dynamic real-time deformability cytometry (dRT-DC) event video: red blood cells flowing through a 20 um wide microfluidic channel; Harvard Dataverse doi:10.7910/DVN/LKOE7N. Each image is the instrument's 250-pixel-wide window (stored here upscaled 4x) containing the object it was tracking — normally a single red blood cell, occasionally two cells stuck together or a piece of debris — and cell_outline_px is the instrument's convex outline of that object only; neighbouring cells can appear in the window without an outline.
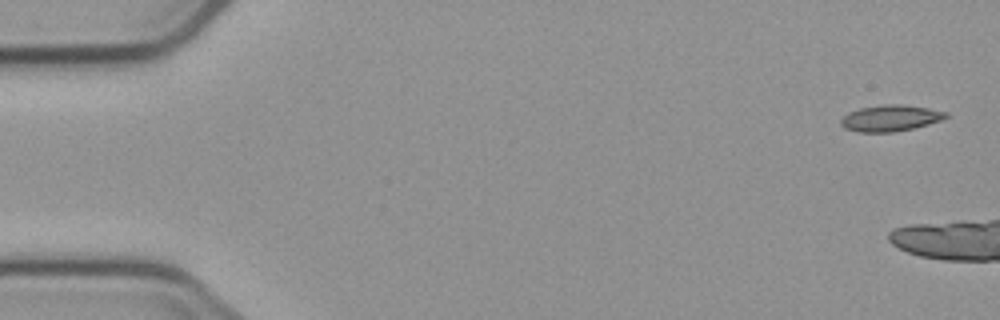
{"species": "common noctule bat (a hibernating species)", "species_latin": "Nyctalus noctula", "temperature_condition": "cold", "stored_images_in_passage": 3, "camera_frame_rate_fps": 3000, "um_per_image_px": 0.085, "animal": {"sex": "male", "body_mass_g": 23.1, "forearm_length_mm": 52.7}, "frame": {"image": 1, "passage_image": 1, "time_ms": 0.0, "image_size_px": [1000, 320], "cell_outline_px": [[948, 116], [940, 120], [928, 124], [912, 128], [892, 132], [860, 132], [844, 128], [840, 124], [840, 120], [848, 112], [860, 108], [884, 104], [900, 104], [928, 108], [948, 112]], "centroid_in_image_um": [75.66, 10.03], "position_along_channel_um": 9.3, "area_um2": 15.95}}